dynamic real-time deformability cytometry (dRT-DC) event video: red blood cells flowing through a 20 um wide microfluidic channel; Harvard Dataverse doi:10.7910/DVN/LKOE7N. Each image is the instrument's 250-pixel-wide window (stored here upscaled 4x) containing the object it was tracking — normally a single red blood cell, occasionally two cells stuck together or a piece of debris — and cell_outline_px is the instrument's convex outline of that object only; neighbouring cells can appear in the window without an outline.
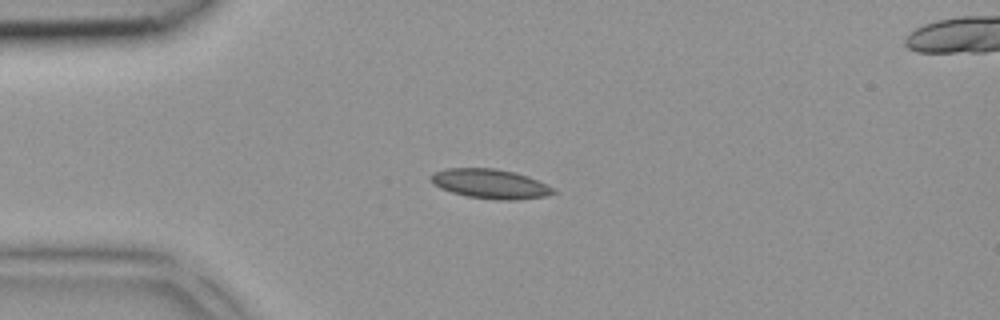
{"species": "common noctule bat (a hibernating species)", "species_latin": "Nyctalus noctula", "temperature_condition": "room temperature", "stored_images_in_passage": 5, "camera_frame_rate_fps": 3000, "um_per_image_px": 0.085, "animal": {"sex": "female", "body_mass_g": 18.4}, "frame": {"image": 1, "passage_image": 4, "time_ms": 1.0, "image_size_px": [1000, 320], "cell_outline_px": [[556, 192], [548, 196], [516, 200], [496, 200], [468, 196], [452, 192], [440, 188], [432, 184], [432, 176], [436, 172], [444, 168], [496, 168], [516, 172], [528, 176], [548, 184], [556, 188]], "centroid_in_image_um": [41.74, 15.62], "position_along_channel_um": 43.3, "area_um2": 21.21}}